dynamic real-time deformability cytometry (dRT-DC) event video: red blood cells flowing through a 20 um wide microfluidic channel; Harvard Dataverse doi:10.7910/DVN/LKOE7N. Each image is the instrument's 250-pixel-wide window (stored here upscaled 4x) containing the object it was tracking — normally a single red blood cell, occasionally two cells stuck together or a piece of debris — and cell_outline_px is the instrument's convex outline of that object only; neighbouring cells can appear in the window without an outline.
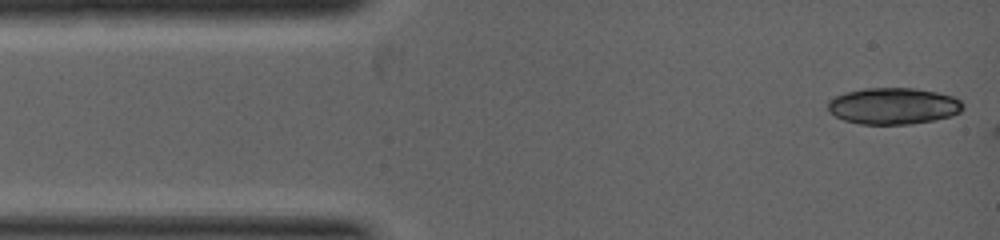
{"species": "common noctule bat (a hibernating species)", "species_latin": "Nyctalus noctula", "temperature_condition": "warm", "stored_images_in_passage": 7, "camera_frame_rate_fps": 5000, "um_per_image_px": 0.085, "animal": {"sex": "female", "body_mass_g": 19.0, "forearm_length_mm": 53.3}, "frame": {"image": 1, "passage_image": 1, "time_ms": 0.0, "image_size_px": [1000, 240], "cell_outline_px": [[964, 108], [960, 112], [936, 120], [912, 124], [860, 124], [844, 120], [828, 112], [828, 100], [844, 92], [864, 88], [916, 88], [936, 92], [952, 96], [960, 100], [964, 104]], "centroid_in_image_um": [75.92, 9.01], "position_along_channel_um": 9.1, "area_um2": 28.9}}